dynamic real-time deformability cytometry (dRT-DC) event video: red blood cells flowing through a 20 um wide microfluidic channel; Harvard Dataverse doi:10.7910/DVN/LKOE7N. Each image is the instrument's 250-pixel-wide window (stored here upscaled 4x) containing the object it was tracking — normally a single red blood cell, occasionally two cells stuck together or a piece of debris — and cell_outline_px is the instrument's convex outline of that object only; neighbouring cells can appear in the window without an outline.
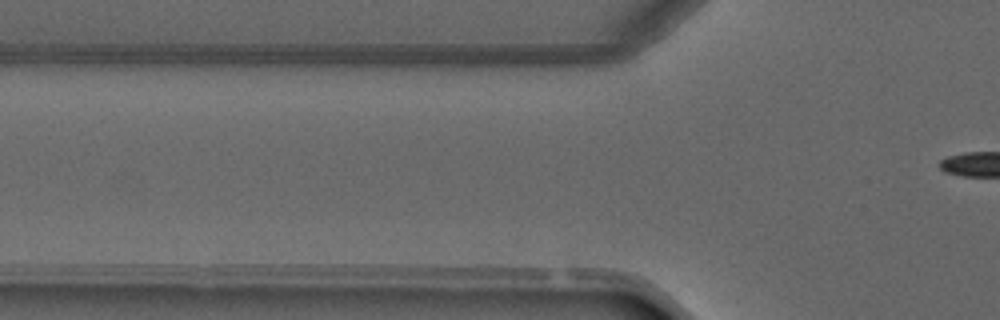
{"species": "common noctule bat (a hibernating species)", "species_latin": "Nyctalus noctula", "temperature_condition": "warm", "stored_images_in_passage": 8, "camera_frame_rate_fps": 3000, "um_per_image_px": 0.085, "animal": {"sex": "male", "forearm_length_mm": 52.5}, "frame": {"image": 1, "passage_image": 5, "time_ms": 4.667, "image_size_px": [1000, 320], "cell_outline_px": [[252, 192], [248, 212], [220, 212], [188, 208], [176, 200], [172, 192], [172, 188], [220, 184]], "centroid_in_image_um": [18.18, 16.84], "position_along_channel_um": 107.6, "area_um2": 12.66}}